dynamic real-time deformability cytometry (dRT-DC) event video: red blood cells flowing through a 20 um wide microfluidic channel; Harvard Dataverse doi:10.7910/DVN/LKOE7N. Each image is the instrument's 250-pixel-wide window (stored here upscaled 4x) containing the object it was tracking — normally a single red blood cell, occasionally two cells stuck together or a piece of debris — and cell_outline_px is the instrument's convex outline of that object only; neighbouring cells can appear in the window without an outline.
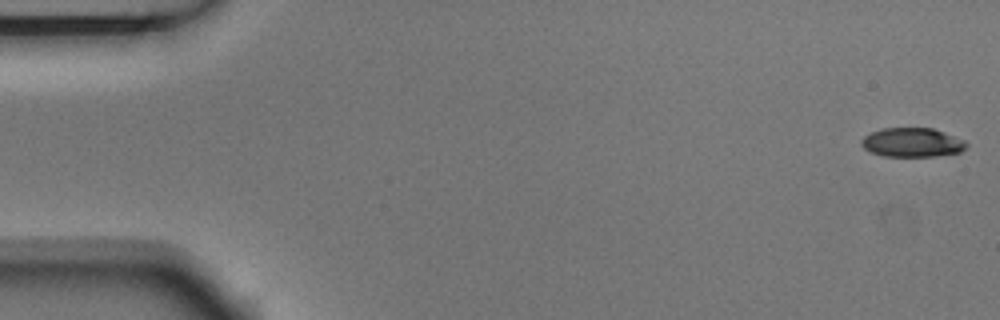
{"species": "Egyptian fruit bat (a non-hibernating species)", "species_latin": "Rousettus aegyptiacus", "temperature_condition": "room temperature", "stored_images_in_passage": 2, "camera_frame_rate_fps": 3000, "um_per_image_px": 0.085, "animal": {"sex": "male"}, "frame": {"image": 1, "passage_image": 1, "time_ms": 0.0, "image_size_px": [1000, 320], "cell_outline_px": [[968, 148], [960, 152], [936, 156], [884, 156], [872, 152], [864, 148], [860, 144], [860, 140], [864, 136], [872, 132], [884, 128], [932, 128], [944, 132], [964, 140], [968, 144]], "centroid_in_image_um": [77.55, 12.11], "position_along_channel_um": 7.4, "area_um2": 17.8}}